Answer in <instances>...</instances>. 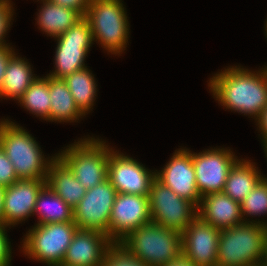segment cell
I'll return each instance as SVG.
<instances>
[{
  "instance_id": "obj_1",
  "label": "cell",
  "mask_w": 267,
  "mask_h": 266,
  "mask_svg": "<svg viewBox=\"0 0 267 266\" xmlns=\"http://www.w3.org/2000/svg\"><path fill=\"white\" fill-rule=\"evenodd\" d=\"M213 75L207 86L218 104L255 121L267 105V64L255 71L228 66Z\"/></svg>"
},
{
  "instance_id": "obj_2",
  "label": "cell",
  "mask_w": 267,
  "mask_h": 266,
  "mask_svg": "<svg viewBox=\"0 0 267 266\" xmlns=\"http://www.w3.org/2000/svg\"><path fill=\"white\" fill-rule=\"evenodd\" d=\"M0 146L12 162L18 179L46 180L48 167L57 156L44 155L35 137L8 118L0 119Z\"/></svg>"
},
{
  "instance_id": "obj_3",
  "label": "cell",
  "mask_w": 267,
  "mask_h": 266,
  "mask_svg": "<svg viewBox=\"0 0 267 266\" xmlns=\"http://www.w3.org/2000/svg\"><path fill=\"white\" fill-rule=\"evenodd\" d=\"M267 249V227L243 222L222 229L217 266H263Z\"/></svg>"
},
{
  "instance_id": "obj_4",
  "label": "cell",
  "mask_w": 267,
  "mask_h": 266,
  "mask_svg": "<svg viewBox=\"0 0 267 266\" xmlns=\"http://www.w3.org/2000/svg\"><path fill=\"white\" fill-rule=\"evenodd\" d=\"M119 244L147 266H165L182 256V235L149 222L133 230Z\"/></svg>"
},
{
  "instance_id": "obj_5",
  "label": "cell",
  "mask_w": 267,
  "mask_h": 266,
  "mask_svg": "<svg viewBox=\"0 0 267 266\" xmlns=\"http://www.w3.org/2000/svg\"><path fill=\"white\" fill-rule=\"evenodd\" d=\"M122 0H91L85 18L90 24L93 42L108 54L120 56L126 50L130 24Z\"/></svg>"
},
{
  "instance_id": "obj_6",
  "label": "cell",
  "mask_w": 267,
  "mask_h": 266,
  "mask_svg": "<svg viewBox=\"0 0 267 266\" xmlns=\"http://www.w3.org/2000/svg\"><path fill=\"white\" fill-rule=\"evenodd\" d=\"M60 149L57 156L69 167L78 182L88 190L107 179L112 147L106 140L88 136Z\"/></svg>"
},
{
  "instance_id": "obj_7",
  "label": "cell",
  "mask_w": 267,
  "mask_h": 266,
  "mask_svg": "<svg viewBox=\"0 0 267 266\" xmlns=\"http://www.w3.org/2000/svg\"><path fill=\"white\" fill-rule=\"evenodd\" d=\"M77 229L75 222L34 225L20 242L21 252L30 260L40 261L47 266L61 265Z\"/></svg>"
},
{
  "instance_id": "obj_8",
  "label": "cell",
  "mask_w": 267,
  "mask_h": 266,
  "mask_svg": "<svg viewBox=\"0 0 267 266\" xmlns=\"http://www.w3.org/2000/svg\"><path fill=\"white\" fill-rule=\"evenodd\" d=\"M56 42L54 69L49 75L63 79L86 66L87 54L93 45L92 32L88 20L83 16L65 33L54 38Z\"/></svg>"
},
{
  "instance_id": "obj_9",
  "label": "cell",
  "mask_w": 267,
  "mask_h": 266,
  "mask_svg": "<svg viewBox=\"0 0 267 266\" xmlns=\"http://www.w3.org/2000/svg\"><path fill=\"white\" fill-rule=\"evenodd\" d=\"M151 222L182 233L198 216V206L155 179L149 191Z\"/></svg>"
},
{
  "instance_id": "obj_10",
  "label": "cell",
  "mask_w": 267,
  "mask_h": 266,
  "mask_svg": "<svg viewBox=\"0 0 267 266\" xmlns=\"http://www.w3.org/2000/svg\"><path fill=\"white\" fill-rule=\"evenodd\" d=\"M238 159L229 147H212L199 153L192 151L196 185L200 196L223 192L228 173Z\"/></svg>"
},
{
  "instance_id": "obj_11",
  "label": "cell",
  "mask_w": 267,
  "mask_h": 266,
  "mask_svg": "<svg viewBox=\"0 0 267 266\" xmlns=\"http://www.w3.org/2000/svg\"><path fill=\"white\" fill-rule=\"evenodd\" d=\"M116 190L108 179L86 190L73 209V221L78 229L96 230L108 235V225Z\"/></svg>"
},
{
  "instance_id": "obj_12",
  "label": "cell",
  "mask_w": 267,
  "mask_h": 266,
  "mask_svg": "<svg viewBox=\"0 0 267 266\" xmlns=\"http://www.w3.org/2000/svg\"><path fill=\"white\" fill-rule=\"evenodd\" d=\"M119 152L112 147L108 161L109 182L117 193L149 196L156 171L147 169L138 160Z\"/></svg>"
},
{
  "instance_id": "obj_13",
  "label": "cell",
  "mask_w": 267,
  "mask_h": 266,
  "mask_svg": "<svg viewBox=\"0 0 267 266\" xmlns=\"http://www.w3.org/2000/svg\"><path fill=\"white\" fill-rule=\"evenodd\" d=\"M151 222L149 197L117 193L108 225V237L119 243L133 230Z\"/></svg>"
},
{
  "instance_id": "obj_14",
  "label": "cell",
  "mask_w": 267,
  "mask_h": 266,
  "mask_svg": "<svg viewBox=\"0 0 267 266\" xmlns=\"http://www.w3.org/2000/svg\"><path fill=\"white\" fill-rule=\"evenodd\" d=\"M163 167L162 170H155L156 179L178 196L199 206L201 196L196 185L192 151L186 147L175 150Z\"/></svg>"
},
{
  "instance_id": "obj_15",
  "label": "cell",
  "mask_w": 267,
  "mask_h": 266,
  "mask_svg": "<svg viewBox=\"0 0 267 266\" xmlns=\"http://www.w3.org/2000/svg\"><path fill=\"white\" fill-rule=\"evenodd\" d=\"M220 231L197 216L181 233L182 256L196 266H217Z\"/></svg>"
},
{
  "instance_id": "obj_16",
  "label": "cell",
  "mask_w": 267,
  "mask_h": 266,
  "mask_svg": "<svg viewBox=\"0 0 267 266\" xmlns=\"http://www.w3.org/2000/svg\"><path fill=\"white\" fill-rule=\"evenodd\" d=\"M46 180L19 179L6 186L3 201V224L18 226L33 216L36 200Z\"/></svg>"
},
{
  "instance_id": "obj_17",
  "label": "cell",
  "mask_w": 267,
  "mask_h": 266,
  "mask_svg": "<svg viewBox=\"0 0 267 266\" xmlns=\"http://www.w3.org/2000/svg\"><path fill=\"white\" fill-rule=\"evenodd\" d=\"M113 242L108 235L87 229H77L66 250L62 264L66 266H102Z\"/></svg>"
},
{
  "instance_id": "obj_18",
  "label": "cell",
  "mask_w": 267,
  "mask_h": 266,
  "mask_svg": "<svg viewBox=\"0 0 267 266\" xmlns=\"http://www.w3.org/2000/svg\"><path fill=\"white\" fill-rule=\"evenodd\" d=\"M198 216L220 230L243 223L241 204L223 192L210 193L201 197Z\"/></svg>"
},
{
  "instance_id": "obj_19",
  "label": "cell",
  "mask_w": 267,
  "mask_h": 266,
  "mask_svg": "<svg viewBox=\"0 0 267 266\" xmlns=\"http://www.w3.org/2000/svg\"><path fill=\"white\" fill-rule=\"evenodd\" d=\"M46 184L73 209L86 193L83 185L58 156L48 167Z\"/></svg>"
},
{
  "instance_id": "obj_20",
  "label": "cell",
  "mask_w": 267,
  "mask_h": 266,
  "mask_svg": "<svg viewBox=\"0 0 267 266\" xmlns=\"http://www.w3.org/2000/svg\"><path fill=\"white\" fill-rule=\"evenodd\" d=\"M39 2L42 5L38 9L35 20L38 25L37 28L41 29L43 34L45 33L47 36L53 38L60 36L83 17L78 11L52 3L49 0H40Z\"/></svg>"
},
{
  "instance_id": "obj_21",
  "label": "cell",
  "mask_w": 267,
  "mask_h": 266,
  "mask_svg": "<svg viewBox=\"0 0 267 266\" xmlns=\"http://www.w3.org/2000/svg\"><path fill=\"white\" fill-rule=\"evenodd\" d=\"M25 59L16 52L10 57L0 89L1 99L18 101L36 79L33 67Z\"/></svg>"
},
{
  "instance_id": "obj_22",
  "label": "cell",
  "mask_w": 267,
  "mask_h": 266,
  "mask_svg": "<svg viewBox=\"0 0 267 266\" xmlns=\"http://www.w3.org/2000/svg\"><path fill=\"white\" fill-rule=\"evenodd\" d=\"M255 164L249 159H238L228 173L223 193L241 203L263 178Z\"/></svg>"
},
{
  "instance_id": "obj_23",
  "label": "cell",
  "mask_w": 267,
  "mask_h": 266,
  "mask_svg": "<svg viewBox=\"0 0 267 266\" xmlns=\"http://www.w3.org/2000/svg\"><path fill=\"white\" fill-rule=\"evenodd\" d=\"M50 93L49 122L74 123L84 118V114L76 106L74 98L63 79L48 75Z\"/></svg>"
},
{
  "instance_id": "obj_24",
  "label": "cell",
  "mask_w": 267,
  "mask_h": 266,
  "mask_svg": "<svg viewBox=\"0 0 267 266\" xmlns=\"http://www.w3.org/2000/svg\"><path fill=\"white\" fill-rule=\"evenodd\" d=\"M38 215L37 223L49 224L56 222H74L73 208L58 196L49 186L45 184L38 194L33 216Z\"/></svg>"
},
{
  "instance_id": "obj_25",
  "label": "cell",
  "mask_w": 267,
  "mask_h": 266,
  "mask_svg": "<svg viewBox=\"0 0 267 266\" xmlns=\"http://www.w3.org/2000/svg\"><path fill=\"white\" fill-rule=\"evenodd\" d=\"M76 106L86 116L93 111L97 97V82L92 71L85 67L63 78Z\"/></svg>"
},
{
  "instance_id": "obj_26",
  "label": "cell",
  "mask_w": 267,
  "mask_h": 266,
  "mask_svg": "<svg viewBox=\"0 0 267 266\" xmlns=\"http://www.w3.org/2000/svg\"><path fill=\"white\" fill-rule=\"evenodd\" d=\"M50 93L48 75L39 77L31 83L23 96L17 101L29 113L36 115L41 120L49 121Z\"/></svg>"
},
{
  "instance_id": "obj_27",
  "label": "cell",
  "mask_w": 267,
  "mask_h": 266,
  "mask_svg": "<svg viewBox=\"0 0 267 266\" xmlns=\"http://www.w3.org/2000/svg\"><path fill=\"white\" fill-rule=\"evenodd\" d=\"M240 204L244 222L256 223L267 227V220L261 218L267 215V180L262 178ZM257 216L262 220H253L254 217L258 218ZM248 217H251V219Z\"/></svg>"
},
{
  "instance_id": "obj_28",
  "label": "cell",
  "mask_w": 267,
  "mask_h": 266,
  "mask_svg": "<svg viewBox=\"0 0 267 266\" xmlns=\"http://www.w3.org/2000/svg\"><path fill=\"white\" fill-rule=\"evenodd\" d=\"M102 266H147L136 259L119 243H113L104 258Z\"/></svg>"
},
{
  "instance_id": "obj_29",
  "label": "cell",
  "mask_w": 267,
  "mask_h": 266,
  "mask_svg": "<svg viewBox=\"0 0 267 266\" xmlns=\"http://www.w3.org/2000/svg\"><path fill=\"white\" fill-rule=\"evenodd\" d=\"M13 5L15 4L11 0H0V46L10 45L6 43L5 37L13 24L15 14Z\"/></svg>"
},
{
  "instance_id": "obj_30",
  "label": "cell",
  "mask_w": 267,
  "mask_h": 266,
  "mask_svg": "<svg viewBox=\"0 0 267 266\" xmlns=\"http://www.w3.org/2000/svg\"><path fill=\"white\" fill-rule=\"evenodd\" d=\"M17 180L19 179L15 173L14 166L0 146V185L10 186Z\"/></svg>"
},
{
  "instance_id": "obj_31",
  "label": "cell",
  "mask_w": 267,
  "mask_h": 266,
  "mask_svg": "<svg viewBox=\"0 0 267 266\" xmlns=\"http://www.w3.org/2000/svg\"><path fill=\"white\" fill-rule=\"evenodd\" d=\"M8 230H10V227L0 223V266H11L13 252L9 236L7 234Z\"/></svg>"
},
{
  "instance_id": "obj_32",
  "label": "cell",
  "mask_w": 267,
  "mask_h": 266,
  "mask_svg": "<svg viewBox=\"0 0 267 266\" xmlns=\"http://www.w3.org/2000/svg\"><path fill=\"white\" fill-rule=\"evenodd\" d=\"M52 3L78 11L82 16H85L86 10L90 5L91 0H49Z\"/></svg>"
},
{
  "instance_id": "obj_33",
  "label": "cell",
  "mask_w": 267,
  "mask_h": 266,
  "mask_svg": "<svg viewBox=\"0 0 267 266\" xmlns=\"http://www.w3.org/2000/svg\"><path fill=\"white\" fill-rule=\"evenodd\" d=\"M15 53L11 45L0 46V89L4 81V74L10 57Z\"/></svg>"
},
{
  "instance_id": "obj_34",
  "label": "cell",
  "mask_w": 267,
  "mask_h": 266,
  "mask_svg": "<svg viewBox=\"0 0 267 266\" xmlns=\"http://www.w3.org/2000/svg\"><path fill=\"white\" fill-rule=\"evenodd\" d=\"M261 143H267V105L255 120Z\"/></svg>"
},
{
  "instance_id": "obj_35",
  "label": "cell",
  "mask_w": 267,
  "mask_h": 266,
  "mask_svg": "<svg viewBox=\"0 0 267 266\" xmlns=\"http://www.w3.org/2000/svg\"><path fill=\"white\" fill-rule=\"evenodd\" d=\"M165 266H196L191 261L186 259L185 257L181 256L177 260L165 265Z\"/></svg>"
},
{
  "instance_id": "obj_36",
  "label": "cell",
  "mask_w": 267,
  "mask_h": 266,
  "mask_svg": "<svg viewBox=\"0 0 267 266\" xmlns=\"http://www.w3.org/2000/svg\"><path fill=\"white\" fill-rule=\"evenodd\" d=\"M5 186L0 185V223L3 224V201Z\"/></svg>"
},
{
  "instance_id": "obj_37",
  "label": "cell",
  "mask_w": 267,
  "mask_h": 266,
  "mask_svg": "<svg viewBox=\"0 0 267 266\" xmlns=\"http://www.w3.org/2000/svg\"><path fill=\"white\" fill-rule=\"evenodd\" d=\"M261 145L263 146L262 148L265 152V157L267 158V143H262ZM263 178L267 180V177H265V175L263 176Z\"/></svg>"
},
{
  "instance_id": "obj_38",
  "label": "cell",
  "mask_w": 267,
  "mask_h": 266,
  "mask_svg": "<svg viewBox=\"0 0 267 266\" xmlns=\"http://www.w3.org/2000/svg\"><path fill=\"white\" fill-rule=\"evenodd\" d=\"M265 26H264V29H265V38H267V18H266V20H265V24H264Z\"/></svg>"
},
{
  "instance_id": "obj_39",
  "label": "cell",
  "mask_w": 267,
  "mask_h": 266,
  "mask_svg": "<svg viewBox=\"0 0 267 266\" xmlns=\"http://www.w3.org/2000/svg\"><path fill=\"white\" fill-rule=\"evenodd\" d=\"M263 266H267V249H266V258H265V262H264Z\"/></svg>"
}]
</instances>
